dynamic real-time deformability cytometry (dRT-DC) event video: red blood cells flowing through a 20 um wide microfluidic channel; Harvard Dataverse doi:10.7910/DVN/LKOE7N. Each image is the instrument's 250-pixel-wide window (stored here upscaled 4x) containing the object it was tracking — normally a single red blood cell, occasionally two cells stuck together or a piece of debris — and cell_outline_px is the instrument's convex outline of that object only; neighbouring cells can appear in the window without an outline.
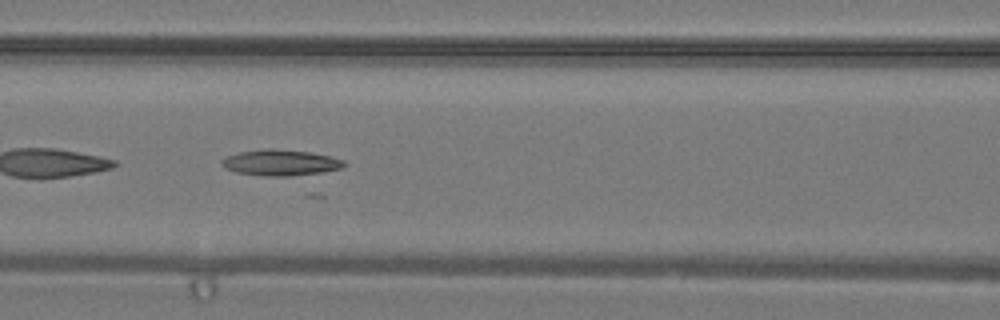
{"species": "common noctule bat (a hibernating species)", "species_latin": "Nyctalus noctula", "temperature_condition": "warm", "stored_images_in_passage": 26, "camera_frame_rate_fps": 3000, "um_per_image_px": 0.085, "animal": {"sex": "male", "body_mass_g": 19.2, "forearm_length_mm": 51.8}, "frame": {"image": 1, "passage_image": 16, "time_ms": 5.0, "image_size_px": [1000, 320], "cell_outline_px": [[348, 164], [344, 168], [312, 176], [264, 176], [236, 172], [220, 164], [220, 160], [228, 156], [240, 152], [264, 148], [272, 148], [308, 152], [332, 156], [344, 160]], "centroid_in_image_um": [23.97, 13.84], "position_along_channel_um": 142.6, "area_um2": 19.07}}
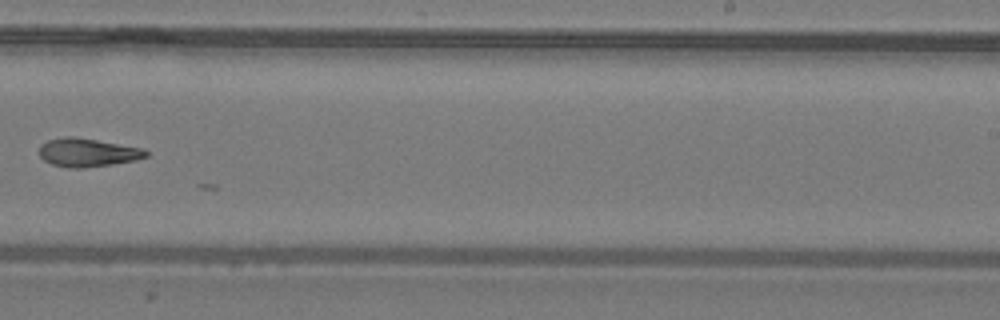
{"frame": {"image": 2, "passage_image": 24, "time_ms": 7.667, "image_size_px": [1000, 320], "cell_outline_px": [[148, 156], [136, 160], [112, 164], [80, 168], [68, 168], [52, 164], [44, 160], [40, 156], [40, 144], [48, 140], [64, 136], [72, 136], [144, 148], [148, 152]], "centroid_in_image_um": [7.44, 12.96], "position_along_channel_um": 281.6, "area_um2": 17.63}}